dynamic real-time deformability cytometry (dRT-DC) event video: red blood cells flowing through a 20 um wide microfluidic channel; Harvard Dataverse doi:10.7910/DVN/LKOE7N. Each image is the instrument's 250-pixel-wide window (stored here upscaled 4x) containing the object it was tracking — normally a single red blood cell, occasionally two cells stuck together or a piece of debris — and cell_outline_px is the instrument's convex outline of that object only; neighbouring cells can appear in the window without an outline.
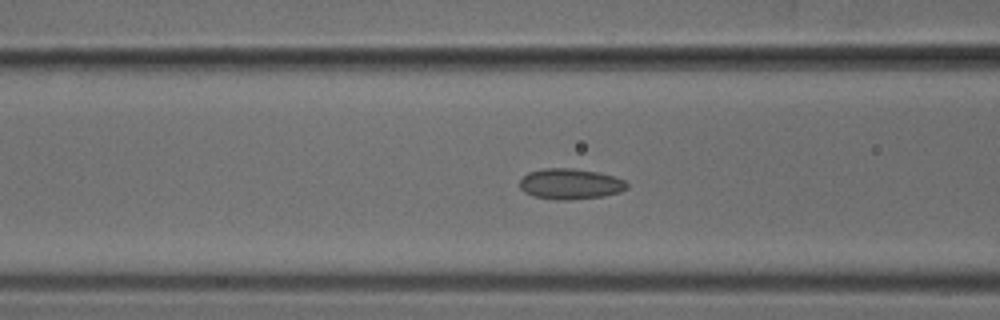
{"species": "common noctule bat (a hibernating species)", "species_latin": "Nyctalus noctula", "temperature_condition": "cold", "stored_images_in_passage": 53, "camera_frame_rate_fps": 3000, "um_per_image_px": 0.085, "animal": {"sex": "male", "body_mass_g": 18.8}, "frame": {"image": 1, "passage_image": 21, "time_ms": 6.667, "image_size_px": [1000, 320], "cell_outline_px": [[628, 188], [620, 192], [604, 196], [568, 200], [556, 200], [536, 196], [524, 192], [520, 188], [520, 180], [528, 172], [544, 168], [572, 168], [596, 172], [612, 176], [624, 180], [628, 184]], "centroid_in_image_um": [48.47, 15.64], "position_along_channel_um": 118.1, "area_um2": 19.07}}
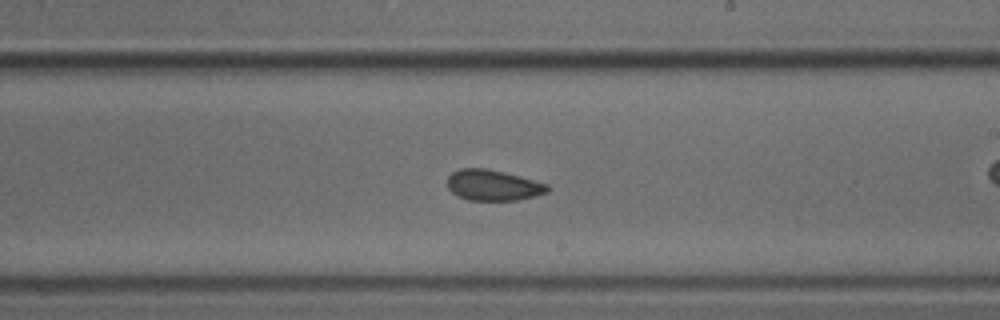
{"frame": {"image": 2, "passage_image": 31, "time_ms": 10.0, "image_size_px": [1000, 320], "cell_outline_px": [[552, 188], [548, 192], [516, 200], [468, 200], [452, 192], [448, 188], [448, 176], [452, 172], [460, 168], [484, 168], [504, 172], [520, 176], [548, 184]], "centroid_in_image_um": [41.92, 15.73], "position_along_channel_um": 247.1, "area_um2": 17.86}}
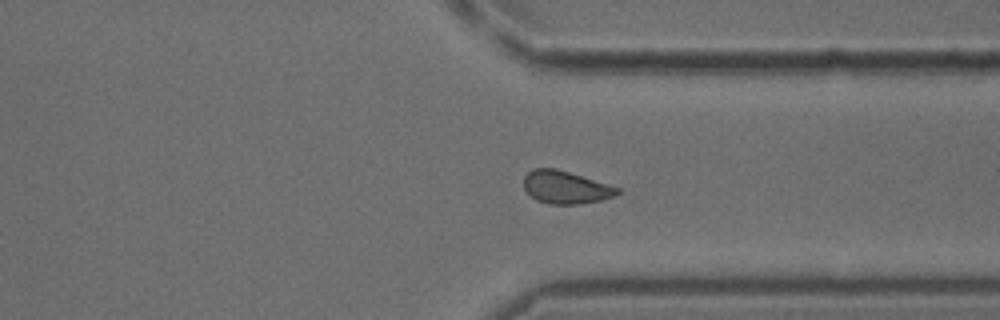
{"frame": {"image": 3, "passage_image": 40, "time_ms": 13.0, "image_size_px": [1000, 320], "cell_outline_px": [[620, 192], [612, 196], [600, 200], [576, 204], [548, 204], [536, 200], [524, 188], [524, 176], [532, 168], [556, 168], [620, 188]], "centroid_in_image_um": [48.04, 15.91], "position_along_channel_um": 363.4, "area_um2": 17.63}}